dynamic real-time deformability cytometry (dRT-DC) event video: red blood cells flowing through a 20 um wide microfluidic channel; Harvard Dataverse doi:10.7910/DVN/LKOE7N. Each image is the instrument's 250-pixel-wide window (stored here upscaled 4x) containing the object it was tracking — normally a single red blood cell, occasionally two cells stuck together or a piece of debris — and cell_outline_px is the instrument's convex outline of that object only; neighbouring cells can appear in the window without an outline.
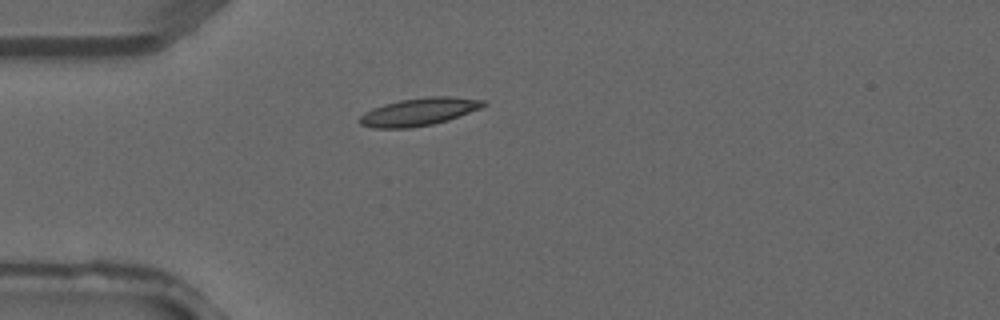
{"species": "common noctule bat (a hibernating species)", "species_latin": "Nyctalus noctula", "temperature_condition": "warm", "stored_images_in_passage": 2, "camera_frame_rate_fps": 3000, "um_per_image_px": 0.085, "animal": {"sex": "male", "forearm_length_mm": 52.5}, "frame": {"image": 1, "passage_image": 2, "time_ms": 0.333, "image_size_px": [1000, 320], "cell_outline_px": [[488, 104], [480, 108], [448, 120], [432, 124], [412, 128], [372, 128], [360, 124], [360, 116], [364, 112], [372, 108], [384, 104], [400, 100], [428, 96], [448, 96], [484, 100]], "centroid_in_image_um": [35.6, 9.5], "position_along_channel_um": 49.4, "area_um2": 19.94}}